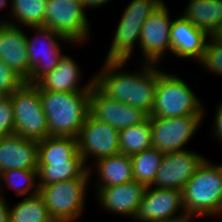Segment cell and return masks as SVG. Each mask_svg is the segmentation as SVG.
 Masks as SVG:
<instances>
[{
    "label": "cell",
    "instance_id": "obj_1",
    "mask_svg": "<svg viewBox=\"0 0 222 222\" xmlns=\"http://www.w3.org/2000/svg\"><path fill=\"white\" fill-rule=\"evenodd\" d=\"M127 65V62H104L94 75V85L108 98L139 108L150 116L159 78V64L141 63L143 67L137 72H123Z\"/></svg>",
    "mask_w": 222,
    "mask_h": 222
},
{
    "label": "cell",
    "instance_id": "obj_2",
    "mask_svg": "<svg viewBox=\"0 0 222 222\" xmlns=\"http://www.w3.org/2000/svg\"><path fill=\"white\" fill-rule=\"evenodd\" d=\"M90 92L39 90L49 136L77 138L89 114Z\"/></svg>",
    "mask_w": 222,
    "mask_h": 222
},
{
    "label": "cell",
    "instance_id": "obj_3",
    "mask_svg": "<svg viewBox=\"0 0 222 222\" xmlns=\"http://www.w3.org/2000/svg\"><path fill=\"white\" fill-rule=\"evenodd\" d=\"M181 191L187 215L221 216L222 163L215 165L205 159Z\"/></svg>",
    "mask_w": 222,
    "mask_h": 222
},
{
    "label": "cell",
    "instance_id": "obj_4",
    "mask_svg": "<svg viewBox=\"0 0 222 222\" xmlns=\"http://www.w3.org/2000/svg\"><path fill=\"white\" fill-rule=\"evenodd\" d=\"M203 106L200 98L181 76L164 72L159 67L154 104L149 117L205 115Z\"/></svg>",
    "mask_w": 222,
    "mask_h": 222
},
{
    "label": "cell",
    "instance_id": "obj_5",
    "mask_svg": "<svg viewBox=\"0 0 222 222\" xmlns=\"http://www.w3.org/2000/svg\"><path fill=\"white\" fill-rule=\"evenodd\" d=\"M163 0H131L116 26L111 46L104 62H127L132 59L135 44H139L141 30L146 18Z\"/></svg>",
    "mask_w": 222,
    "mask_h": 222
},
{
    "label": "cell",
    "instance_id": "obj_6",
    "mask_svg": "<svg viewBox=\"0 0 222 222\" xmlns=\"http://www.w3.org/2000/svg\"><path fill=\"white\" fill-rule=\"evenodd\" d=\"M90 178L93 177L87 169L78 178L52 183L39 189L55 222H74L84 214Z\"/></svg>",
    "mask_w": 222,
    "mask_h": 222
},
{
    "label": "cell",
    "instance_id": "obj_7",
    "mask_svg": "<svg viewBox=\"0 0 222 222\" xmlns=\"http://www.w3.org/2000/svg\"><path fill=\"white\" fill-rule=\"evenodd\" d=\"M9 97L12 101L16 135L37 142L49 136L39 88L35 84L25 83Z\"/></svg>",
    "mask_w": 222,
    "mask_h": 222
},
{
    "label": "cell",
    "instance_id": "obj_8",
    "mask_svg": "<svg viewBox=\"0 0 222 222\" xmlns=\"http://www.w3.org/2000/svg\"><path fill=\"white\" fill-rule=\"evenodd\" d=\"M80 0H47L44 27L51 28L71 44H83L90 38V23Z\"/></svg>",
    "mask_w": 222,
    "mask_h": 222
},
{
    "label": "cell",
    "instance_id": "obj_9",
    "mask_svg": "<svg viewBox=\"0 0 222 222\" xmlns=\"http://www.w3.org/2000/svg\"><path fill=\"white\" fill-rule=\"evenodd\" d=\"M29 29H33L37 34L29 37L26 32L27 52L29 55V78L26 83L36 84L42 77L58 66L64 55L59 41H64V43H71V41L48 27L39 26L30 27Z\"/></svg>",
    "mask_w": 222,
    "mask_h": 222
},
{
    "label": "cell",
    "instance_id": "obj_10",
    "mask_svg": "<svg viewBox=\"0 0 222 222\" xmlns=\"http://www.w3.org/2000/svg\"><path fill=\"white\" fill-rule=\"evenodd\" d=\"M204 116L148 117L152 130V147L163 154L186 150V144L198 131Z\"/></svg>",
    "mask_w": 222,
    "mask_h": 222
},
{
    "label": "cell",
    "instance_id": "obj_11",
    "mask_svg": "<svg viewBox=\"0 0 222 222\" xmlns=\"http://www.w3.org/2000/svg\"><path fill=\"white\" fill-rule=\"evenodd\" d=\"M76 139L78 152L88 167L90 175L94 172L93 164L88 163L90 157L96 161L120 153L119 130L94 119L90 114L86 117Z\"/></svg>",
    "mask_w": 222,
    "mask_h": 222
},
{
    "label": "cell",
    "instance_id": "obj_12",
    "mask_svg": "<svg viewBox=\"0 0 222 222\" xmlns=\"http://www.w3.org/2000/svg\"><path fill=\"white\" fill-rule=\"evenodd\" d=\"M172 21L165 1L143 23L138 49L143 63H162L170 47ZM166 54V55H165Z\"/></svg>",
    "mask_w": 222,
    "mask_h": 222
},
{
    "label": "cell",
    "instance_id": "obj_13",
    "mask_svg": "<svg viewBox=\"0 0 222 222\" xmlns=\"http://www.w3.org/2000/svg\"><path fill=\"white\" fill-rule=\"evenodd\" d=\"M89 114L94 119L107 123L119 131L141 124L149 117L139 108L108 98L95 85L90 92Z\"/></svg>",
    "mask_w": 222,
    "mask_h": 222
},
{
    "label": "cell",
    "instance_id": "obj_14",
    "mask_svg": "<svg viewBox=\"0 0 222 222\" xmlns=\"http://www.w3.org/2000/svg\"><path fill=\"white\" fill-rule=\"evenodd\" d=\"M180 211L182 213L178 214ZM183 215H186V212L183 206L181 190L147 186L133 220L160 222Z\"/></svg>",
    "mask_w": 222,
    "mask_h": 222
},
{
    "label": "cell",
    "instance_id": "obj_15",
    "mask_svg": "<svg viewBox=\"0 0 222 222\" xmlns=\"http://www.w3.org/2000/svg\"><path fill=\"white\" fill-rule=\"evenodd\" d=\"M205 159L204 156L188 149L166 153L151 186L182 190Z\"/></svg>",
    "mask_w": 222,
    "mask_h": 222
},
{
    "label": "cell",
    "instance_id": "obj_16",
    "mask_svg": "<svg viewBox=\"0 0 222 222\" xmlns=\"http://www.w3.org/2000/svg\"><path fill=\"white\" fill-rule=\"evenodd\" d=\"M146 188L145 184L135 180L115 186L96 187V198L108 212L134 219Z\"/></svg>",
    "mask_w": 222,
    "mask_h": 222
},
{
    "label": "cell",
    "instance_id": "obj_17",
    "mask_svg": "<svg viewBox=\"0 0 222 222\" xmlns=\"http://www.w3.org/2000/svg\"><path fill=\"white\" fill-rule=\"evenodd\" d=\"M209 35L191 24L182 15L172 21L170 31L171 55L199 62L204 54Z\"/></svg>",
    "mask_w": 222,
    "mask_h": 222
},
{
    "label": "cell",
    "instance_id": "obj_18",
    "mask_svg": "<svg viewBox=\"0 0 222 222\" xmlns=\"http://www.w3.org/2000/svg\"><path fill=\"white\" fill-rule=\"evenodd\" d=\"M16 26L0 21V60L25 80L29 78V55L26 33Z\"/></svg>",
    "mask_w": 222,
    "mask_h": 222
},
{
    "label": "cell",
    "instance_id": "obj_19",
    "mask_svg": "<svg viewBox=\"0 0 222 222\" xmlns=\"http://www.w3.org/2000/svg\"><path fill=\"white\" fill-rule=\"evenodd\" d=\"M38 142L15 133L0 138V171L37 170Z\"/></svg>",
    "mask_w": 222,
    "mask_h": 222
},
{
    "label": "cell",
    "instance_id": "obj_20",
    "mask_svg": "<svg viewBox=\"0 0 222 222\" xmlns=\"http://www.w3.org/2000/svg\"><path fill=\"white\" fill-rule=\"evenodd\" d=\"M81 75L82 72H80L77 61L64 54L58 66L42 77L35 85L39 90L55 92L91 91L94 86V76L80 87Z\"/></svg>",
    "mask_w": 222,
    "mask_h": 222
},
{
    "label": "cell",
    "instance_id": "obj_21",
    "mask_svg": "<svg viewBox=\"0 0 222 222\" xmlns=\"http://www.w3.org/2000/svg\"><path fill=\"white\" fill-rule=\"evenodd\" d=\"M94 169L98 175L96 187L115 186L128 183L134 180L131 156L126 154H116L94 161Z\"/></svg>",
    "mask_w": 222,
    "mask_h": 222
},
{
    "label": "cell",
    "instance_id": "obj_22",
    "mask_svg": "<svg viewBox=\"0 0 222 222\" xmlns=\"http://www.w3.org/2000/svg\"><path fill=\"white\" fill-rule=\"evenodd\" d=\"M181 13L191 24L212 36L222 25V0H188Z\"/></svg>",
    "mask_w": 222,
    "mask_h": 222
},
{
    "label": "cell",
    "instance_id": "obj_23",
    "mask_svg": "<svg viewBox=\"0 0 222 222\" xmlns=\"http://www.w3.org/2000/svg\"><path fill=\"white\" fill-rule=\"evenodd\" d=\"M88 167L77 152L69 161H50V164H38L37 176L39 189L52 183L80 177Z\"/></svg>",
    "mask_w": 222,
    "mask_h": 222
},
{
    "label": "cell",
    "instance_id": "obj_24",
    "mask_svg": "<svg viewBox=\"0 0 222 222\" xmlns=\"http://www.w3.org/2000/svg\"><path fill=\"white\" fill-rule=\"evenodd\" d=\"M46 1L10 0L9 16L11 18H7V20L4 18L3 21L23 28L44 26Z\"/></svg>",
    "mask_w": 222,
    "mask_h": 222
},
{
    "label": "cell",
    "instance_id": "obj_25",
    "mask_svg": "<svg viewBox=\"0 0 222 222\" xmlns=\"http://www.w3.org/2000/svg\"><path fill=\"white\" fill-rule=\"evenodd\" d=\"M77 152L76 138L47 136L38 142V164H50V161H69Z\"/></svg>",
    "mask_w": 222,
    "mask_h": 222
},
{
    "label": "cell",
    "instance_id": "obj_26",
    "mask_svg": "<svg viewBox=\"0 0 222 222\" xmlns=\"http://www.w3.org/2000/svg\"><path fill=\"white\" fill-rule=\"evenodd\" d=\"M9 222H55L47 209L44 198L38 193L23 197L9 207Z\"/></svg>",
    "mask_w": 222,
    "mask_h": 222
},
{
    "label": "cell",
    "instance_id": "obj_27",
    "mask_svg": "<svg viewBox=\"0 0 222 222\" xmlns=\"http://www.w3.org/2000/svg\"><path fill=\"white\" fill-rule=\"evenodd\" d=\"M120 153L133 156L152 147V130L149 118L141 124L119 131Z\"/></svg>",
    "mask_w": 222,
    "mask_h": 222
},
{
    "label": "cell",
    "instance_id": "obj_28",
    "mask_svg": "<svg viewBox=\"0 0 222 222\" xmlns=\"http://www.w3.org/2000/svg\"><path fill=\"white\" fill-rule=\"evenodd\" d=\"M163 155L162 152L151 147L131 156L134 180L151 186L156 178Z\"/></svg>",
    "mask_w": 222,
    "mask_h": 222
},
{
    "label": "cell",
    "instance_id": "obj_29",
    "mask_svg": "<svg viewBox=\"0 0 222 222\" xmlns=\"http://www.w3.org/2000/svg\"><path fill=\"white\" fill-rule=\"evenodd\" d=\"M37 180V170H8L1 173V188L6 185L9 189L14 190L16 195L29 197L39 193Z\"/></svg>",
    "mask_w": 222,
    "mask_h": 222
},
{
    "label": "cell",
    "instance_id": "obj_30",
    "mask_svg": "<svg viewBox=\"0 0 222 222\" xmlns=\"http://www.w3.org/2000/svg\"><path fill=\"white\" fill-rule=\"evenodd\" d=\"M210 39V40H209ZM199 64L206 70L222 76V43L210 36Z\"/></svg>",
    "mask_w": 222,
    "mask_h": 222
},
{
    "label": "cell",
    "instance_id": "obj_31",
    "mask_svg": "<svg viewBox=\"0 0 222 222\" xmlns=\"http://www.w3.org/2000/svg\"><path fill=\"white\" fill-rule=\"evenodd\" d=\"M25 83L26 80L21 75L0 60V94L10 96Z\"/></svg>",
    "mask_w": 222,
    "mask_h": 222
},
{
    "label": "cell",
    "instance_id": "obj_32",
    "mask_svg": "<svg viewBox=\"0 0 222 222\" xmlns=\"http://www.w3.org/2000/svg\"><path fill=\"white\" fill-rule=\"evenodd\" d=\"M14 126L12 101L9 96H5L0 101V138L13 134Z\"/></svg>",
    "mask_w": 222,
    "mask_h": 222
},
{
    "label": "cell",
    "instance_id": "obj_33",
    "mask_svg": "<svg viewBox=\"0 0 222 222\" xmlns=\"http://www.w3.org/2000/svg\"><path fill=\"white\" fill-rule=\"evenodd\" d=\"M222 102V101H221ZM218 103L216 107V115L214 119V124H213V133L215 134V137L222 143V103Z\"/></svg>",
    "mask_w": 222,
    "mask_h": 222
},
{
    "label": "cell",
    "instance_id": "obj_34",
    "mask_svg": "<svg viewBox=\"0 0 222 222\" xmlns=\"http://www.w3.org/2000/svg\"><path fill=\"white\" fill-rule=\"evenodd\" d=\"M9 207L5 195L0 196V222H9Z\"/></svg>",
    "mask_w": 222,
    "mask_h": 222
},
{
    "label": "cell",
    "instance_id": "obj_35",
    "mask_svg": "<svg viewBox=\"0 0 222 222\" xmlns=\"http://www.w3.org/2000/svg\"><path fill=\"white\" fill-rule=\"evenodd\" d=\"M80 1L86 11L88 8H96L102 5L104 6L105 4L110 2V0H80Z\"/></svg>",
    "mask_w": 222,
    "mask_h": 222
},
{
    "label": "cell",
    "instance_id": "obj_36",
    "mask_svg": "<svg viewBox=\"0 0 222 222\" xmlns=\"http://www.w3.org/2000/svg\"><path fill=\"white\" fill-rule=\"evenodd\" d=\"M192 218H193L192 216L186 214V215H183V216L171 219V220L160 221V222H192L191 221Z\"/></svg>",
    "mask_w": 222,
    "mask_h": 222
},
{
    "label": "cell",
    "instance_id": "obj_37",
    "mask_svg": "<svg viewBox=\"0 0 222 222\" xmlns=\"http://www.w3.org/2000/svg\"><path fill=\"white\" fill-rule=\"evenodd\" d=\"M212 37L218 42L222 43V25L217 29V31L212 35Z\"/></svg>",
    "mask_w": 222,
    "mask_h": 222
},
{
    "label": "cell",
    "instance_id": "obj_38",
    "mask_svg": "<svg viewBox=\"0 0 222 222\" xmlns=\"http://www.w3.org/2000/svg\"><path fill=\"white\" fill-rule=\"evenodd\" d=\"M9 0H0V11L5 8L6 6H8V2ZM0 21H3V19L1 18Z\"/></svg>",
    "mask_w": 222,
    "mask_h": 222
},
{
    "label": "cell",
    "instance_id": "obj_39",
    "mask_svg": "<svg viewBox=\"0 0 222 222\" xmlns=\"http://www.w3.org/2000/svg\"><path fill=\"white\" fill-rule=\"evenodd\" d=\"M0 183H1V171H0ZM1 186V185H0ZM3 189H1V187H0V196L2 197V193H3V191H2Z\"/></svg>",
    "mask_w": 222,
    "mask_h": 222
},
{
    "label": "cell",
    "instance_id": "obj_40",
    "mask_svg": "<svg viewBox=\"0 0 222 222\" xmlns=\"http://www.w3.org/2000/svg\"><path fill=\"white\" fill-rule=\"evenodd\" d=\"M5 96L0 94V101L4 98Z\"/></svg>",
    "mask_w": 222,
    "mask_h": 222
}]
</instances>
